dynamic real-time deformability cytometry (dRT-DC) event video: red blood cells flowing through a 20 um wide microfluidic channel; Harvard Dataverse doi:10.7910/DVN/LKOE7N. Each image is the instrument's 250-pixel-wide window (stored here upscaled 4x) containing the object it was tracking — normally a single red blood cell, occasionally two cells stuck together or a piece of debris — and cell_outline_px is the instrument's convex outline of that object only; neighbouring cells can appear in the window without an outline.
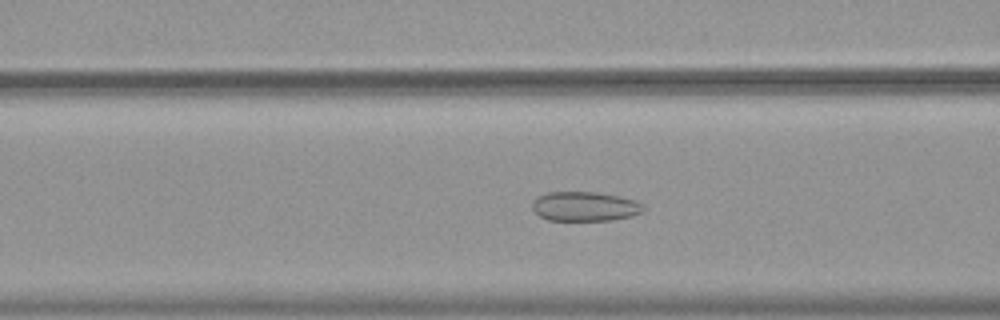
{"species": "common noctule bat (a hibernating species)", "species_latin": "Nyctalus noctula", "temperature_condition": "warm", "stored_images_in_passage": 55, "camera_frame_rate_fps": 3000, "um_per_image_px": 0.085, "animal": {"sex": "female", "body_mass_g": 19.9}, "frame": {"image": 1, "passage_image": 23, "time_ms": 7.333, "image_size_px": [1000, 320], "cell_outline_px": [[644, 212], [632, 216], [612, 220], [548, 220], [540, 216], [532, 208], [532, 204], [540, 196], [548, 192], [596, 192], [620, 196], [636, 200], [644, 204]], "centroid_in_image_um": [49.78, 17.54], "position_along_channel_um": 116.8, "area_um2": 19.07}}
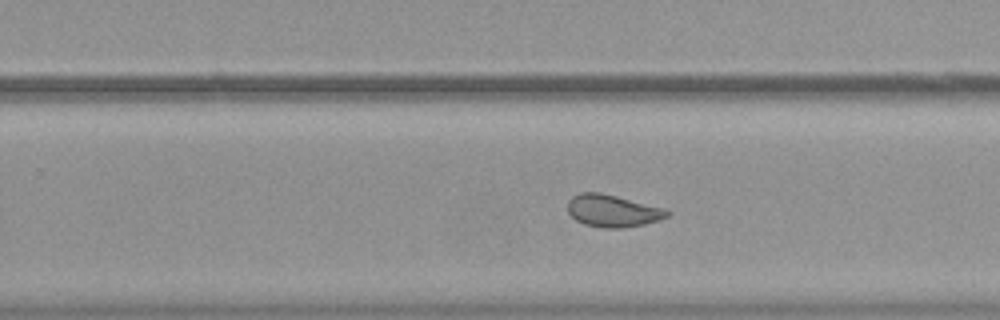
{"frame": {"image": 2, "passage_image": 36, "time_ms": 11.667, "image_size_px": [1000, 320], "cell_outline_px": [[672, 212], [668, 216], [644, 224], [624, 228], [604, 228], [584, 224], [576, 220], [568, 212], [568, 200], [572, 196], [580, 192], [600, 192], [664, 208]], "centroid_in_image_um": [52.05, 17.92], "position_along_channel_um": 277.7, "area_um2": 18.61}}
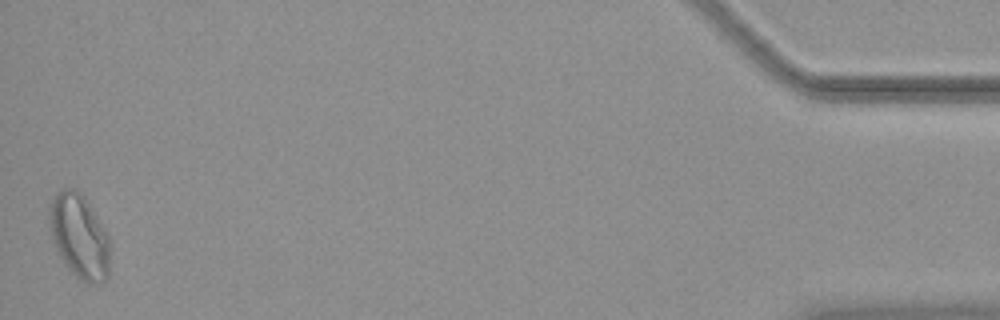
{"frame": {"image": 3, "passage_image": 55, "time_ms": 18.0, "image_size_px": [1000, 320], "cell_outline_px": [[108, 276], [100, 284], [88, 284], [76, 276], [64, 264], [52, 240], [48, 220], [48, 208], [56, 192], [60, 188], [76, 188], [84, 196], [108, 232]], "centroid_in_image_um": [6.72, 20.05], "position_along_channel_um": 428.5, "area_um2": 30.0}, "authors_computed_cell_mechanics": {"area_um2": 22.3686, "velocity_mm_per_s": 3.7299, "shape_relaxation_time_tau1_ms": null, "shape_relaxation_time_tau2_ms": 1.0822, "deformation_change_tau1": null, "deformation_change_tau2": 0.0656}}